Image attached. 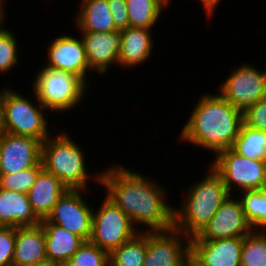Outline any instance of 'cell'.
<instances>
[{
  "label": "cell",
  "mask_w": 266,
  "mask_h": 266,
  "mask_svg": "<svg viewBox=\"0 0 266 266\" xmlns=\"http://www.w3.org/2000/svg\"><path fill=\"white\" fill-rule=\"evenodd\" d=\"M179 135L180 141L219 152L230 149L243 123V112L219 93L201 95Z\"/></svg>",
  "instance_id": "cell-2"
},
{
  "label": "cell",
  "mask_w": 266,
  "mask_h": 266,
  "mask_svg": "<svg viewBox=\"0 0 266 266\" xmlns=\"http://www.w3.org/2000/svg\"><path fill=\"white\" fill-rule=\"evenodd\" d=\"M46 259L45 232L41 224L17 227L12 266H35Z\"/></svg>",
  "instance_id": "cell-17"
},
{
  "label": "cell",
  "mask_w": 266,
  "mask_h": 266,
  "mask_svg": "<svg viewBox=\"0 0 266 266\" xmlns=\"http://www.w3.org/2000/svg\"><path fill=\"white\" fill-rule=\"evenodd\" d=\"M182 266H204V264L190 251L184 258Z\"/></svg>",
  "instance_id": "cell-35"
},
{
  "label": "cell",
  "mask_w": 266,
  "mask_h": 266,
  "mask_svg": "<svg viewBox=\"0 0 266 266\" xmlns=\"http://www.w3.org/2000/svg\"><path fill=\"white\" fill-rule=\"evenodd\" d=\"M190 242L191 238L174 228L147 231V251L142 266H182L191 251Z\"/></svg>",
  "instance_id": "cell-11"
},
{
  "label": "cell",
  "mask_w": 266,
  "mask_h": 266,
  "mask_svg": "<svg viewBox=\"0 0 266 266\" xmlns=\"http://www.w3.org/2000/svg\"><path fill=\"white\" fill-rule=\"evenodd\" d=\"M15 236V227L0 226V266H12Z\"/></svg>",
  "instance_id": "cell-31"
},
{
  "label": "cell",
  "mask_w": 266,
  "mask_h": 266,
  "mask_svg": "<svg viewBox=\"0 0 266 266\" xmlns=\"http://www.w3.org/2000/svg\"><path fill=\"white\" fill-rule=\"evenodd\" d=\"M243 123L266 132V98L256 102L243 112Z\"/></svg>",
  "instance_id": "cell-32"
},
{
  "label": "cell",
  "mask_w": 266,
  "mask_h": 266,
  "mask_svg": "<svg viewBox=\"0 0 266 266\" xmlns=\"http://www.w3.org/2000/svg\"><path fill=\"white\" fill-rule=\"evenodd\" d=\"M240 266H266V230H252L244 237Z\"/></svg>",
  "instance_id": "cell-27"
},
{
  "label": "cell",
  "mask_w": 266,
  "mask_h": 266,
  "mask_svg": "<svg viewBox=\"0 0 266 266\" xmlns=\"http://www.w3.org/2000/svg\"><path fill=\"white\" fill-rule=\"evenodd\" d=\"M210 166L221 176L230 193H234V187L242 191L266 189V162L227 149L219 152Z\"/></svg>",
  "instance_id": "cell-7"
},
{
  "label": "cell",
  "mask_w": 266,
  "mask_h": 266,
  "mask_svg": "<svg viewBox=\"0 0 266 266\" xmlns=\"http://www.w3.org/2000/svg\"><path fill=\"white\" fill-rule=\"evenodd\" d=\"M117 30L129 27V15L126 0H107Z\"/></svg>",
  "instance_id": "cell-33"
},
{
  "label": "cell",
  "mask_w": 266,
  "mask_h": 266,
  "mask_svg": "<svg viewBox=\"0 0 266 266\" xmlns=\"http://www.w3.org/2000/svg\"><path fill=\"white\" fill-rule=\"evenodd\" d=\"M63 35V36H62ZM48 45L47 66L71 72L79 76L88 86L87 72H92L88 65L82 38L62 34Z\"/></svg>",
  "instance_id": "cell-14"
},
{
  "label": "cell",
  "mask_w": 266,
  "mask_h": 266,
  "mask_svg": "<svg viewBox=\"0 0 266 266\" xmlns=\"http://www.w3.org/2000/svg\"><path fill=\"white\" fill-rule=\"evenodd\" d=\"M232 196L223 202L206 227L191 241L244 238L253 230L246 221L240 200Z\"/></svg>",
  "instance_id": "cell-12"
},
{
  "label": "cell",
  "mask_w": 266,
  "mask_h": 266,
  "mask_svg": "<svg viewBox=\"0 0 266 266\" xmlns=\"http://www.w3.org/2000/svg\"><path fill=\"white\" fill-rule=\"evenodd\" d=\"M137 233L139 231L130 218L107 197H104L97 211L93 209L89 241L108 253L131 240Z\"/></svg>",
  "instance_id": "cell-8"
},
{
  "label": "cell",
  "mask_w": 266,
  "mask_h": 266,
  "mask_svg": "<svg viewBox=\"0 0 266 266\" xmlns=\"http://www.w3.org/2000/svg\"><path fill=\"white\" fill-rule=\"evenodd\" d=\"M35 266H62V264L56 261L46 259L44 261L39 262Z\"/></svg>",
  "instance_id": "cell-36"
},
{
  "label": "cell",
  "mask_w": 266,
  "mask_h": 266,
  "mask_svg": "<svg viewBox=\"0 0 266 266\" xmlns=\"http://www.w3.org/2000/svg\"><path fill=\"white\" fill-rule=\"evenodd\" d=\"M230 149L251 160L266 162V132L242 123Z\"/></svg>",
  "instance_id": "cell-23"
},
{
  "label": "cell",
  "mask_w": 266,
  "mask_h": 266,
  "mask_svg": "<svg viewBox=\"0 0 266 266\" xmlns=\"http://www.w3.org/2000/svg\"><path fill=\"white\" fill-rule=\"evenodd\" d=\"M67 190L69 189L54 174L43 169L27 193L33 212L40 220L46 219Z\"/></svg>",
  "instance_id": "cell-19"
},
{
  "label": "cell",
  "mask_w": 266,
  "mask_h": 266,
  "mask_svg": "<svg viewBox=\"0 0 266 266\" xmlns=\"http://www.w3.org/2000/svg\"><path fill=\"white\" fill-rule=\"evenodd\" d=\"M62 266H109V253L94 243L85 241Z\"/></svg>",
  "instance_id": "cell-29"
},
{
  "label": "cell",
  "mask_w": 266,
  "mask_h": 266,
  "mask_svg": "<svg viewBox=\"0 0 266 266\" xmlns=\"http://www.w3.org/2000/svg\"><path fill=\"white\" fill-rule=\"evenodd\" d=\"M6 18L0 21V73L7 74L18 65V41L11 30L4 28ZM14 67V68H13Z\"/></svg>",
  "instance_id": "cell-28"
},
{
  "label": "cell",
  "mask_w": 266,
  "mask_h": 266,
  "mask_svg": "<svg viewBox=\"0 0 266 266\" xmlns=\"http://www.w3.org/2000/svg\"><path fill=\"white\" fill-rule=\"evenodd\" d=\"M81 149L66 132L49 136L41 145L43 169L54 174L68 189L87 190L88 179L93 177L86 169V158Z\"/></svg>",
  "instance_id": "cell-4"
},
{
  "label": "cell",
  "mask_w": 266,
  "mask_h": 266,
  "mask_svg": "<svg viewBox=\"0 0 266 266\" xmlns=\"http://www.w3.org/2000/svg\"><path fill=\"white\" fill-rule=\"evenodd\" d=\"M41 220L33 212L26 193L0 188V226H36Z\"/></svg>",
  "instance_id": "cell-20"
},
{
  "label": "cell",
  "mask_w": 266,
  "mask_h": 266,
  "mask_svg": "<svg viewBox=\"0 0 266 266\" xmlns=\"http://www.w3.org/2000/svg\"><path fill=\"white\" fill-rule=\"evenodd\" d=\"M241 193V194H240ZM246 221L253 230H266V189L240 191Z\"/></svg>",
  "instance_id": "cell-26"
},
{
  "label": "cell",
  "mask_w": 266,
  "mask_h": 266,
  "mask_svg": "<svg viewBox=\"0 0 266 266\" xmlns=\"http://www.w3.org/2000/svg\"><path fill=\"white\" fill-rule=\"evenodd\" d=\"M148 28L127 27L121 30L118 65L124 68L143 65L152 55L153 34Z\"/></svg>",
  "instance_id": "cell-18"
},
{
  "label": "cell",
  "mask_w": 266,
  "mask_h": 266,
  "mask_svg": "<svg viewBox=\"0 0 266 266\" xmlns=\"http://www.w3.org/2000/svg\"><path fill=\"white\" fill-rule=\"evenodd\" d=\"M200 1L207 13V16L209 17L215 13L214 10L218 8L217 5L220 3L221 0H200Z\"/></svg>",
  "instance_id": "cell-34"
},
{
  "label": "cell",
  "mask_w": 266,
  "mask_h": 266,
  "mask_svg": "<svg viewBox=\"0 0 266 266\" xmlns=\"http://www.w3.org/2000/svg\"><path fill=\"white\" fill-rule=\"evenodd\" d=\"M75 18L79 32H114L115 23L107 0H81Z\"/></svg>",
  "instance_id": "cell-22"
},
{
  "label": "cell",
  "mask_w": 266,
  "mask_h": 266,
  "mask_svg": "<svg viewBox=\"0 0 266 266\" xmlns=\"http://www.w3.org/2000/svg\"><path fill=\"white\" fill-rule=\"evenodd\" d=\"M146 251L147 232H139L109 253V266H142Z\"/></svg>",
  "instance_id": "cell-25"
},
{
  "label": "cell",
  "mask_w": 266,
  "mask_h": 266,
  "mask_svg": "<svg viewBox=\"0 0 266 266\" xmlns=\"http://www.w3.org/2000/svg\"><path fill=\"white\" fill-rule=\"evenodd\" d=\"M219 94L232 106L244 112L248 107L266 98V70L243 63L232 70L219 84Z\"/></svg>",
  "instance_id": "cell-9"
},
{
  "label": "cell",
  "mask_w": 266,
  "mask_h": 266,
  "mask_svg": "<svg viewBox=\"0 0 266 266\" xmlns=\"http://www.w3.org/2000/svg\"><path fill=\"white\" fill-rule=\"evenodd\" d=\"M168 6L171 0H163Z\"/></svg>",
  "instance_id": "cell-39"
},
{
  "label": "cell",
  "mask_w": 266,
  "mask_h": 266,
  "mask_svg": "<svg viewBox=\"0 0 266 266\" xmlns=\"http://www.w3.org/2000/svg\"><path fill=\"white\" fill-rule=\"evenodd\" d=\"M90 70L105 74L112 64L118 65L121 31L80 32Z\"/></svg>",
  "instance_id": "cell-15"
},
{
  "label": "cell",
  "mask_w": 266,
  "mask_h": 266,
  "mask_svg": "<svg viewBox=\"0 0 266 266\" xmlns=\"http://www.w3.org/2000/svg\"><path fill=\"white\" fill-rule=\"evenodd\" d=\"M24 97L14 89L7 87L2 101V119L0 131L13 135L32 137L43 143L50 136L48 129V111L36 98Z\"/></svg>",
  "instance_id": "cell-6"
},
{
  "label": "cell",
  "mask_w": 266,
  "mask_h": 266,
  "mask_svg": "<svg viewBox=\"0 0 266 266\" xmlns=\"http://www.w3.org/2000/svg\"><path fill=\"white\" fill-rule=\"evenodd\" d=\"M129 27L152 29L168 5L163 0H126Z\"/></svg>",
  "instance_id": "cell-24"
},
{
  "label": "cell",
  "mask_w": 266,
  "mask_h": 266,
  "mask_svg": "<svg viewBox=\"0 0 266 266\" xmlns=\"http://www.w3.org/2000/svg\"><path fill=\"white\" fill-rule=\"evenodd\" d=\"M84 189H69L53 207L46 220L89 241L92 232L93 208L84 200Z\"/></svg>",
  "instance_id": "cell-10"
},
{
  "label": "cell",
  "mask_w": 266,
  "mask_h": 266,
  "mask_svg": "<svg viewBox=\"0 0 266 266\" xmlns=\"http://www.w3.org/2000/svg\"><path fill=\"white\" fill-rule=\"evenodd\" d=\"M41 145L35 138L0 131V175L36 166L41 161Z\"/></svg>",
  "instance_id": "cell-13"
},
{
  "label": "cell",
  "mask_w": 266,
  "mask_h": 266,
  "mask_svg": "<svg viewBox=\"0 0 266 266\" xmlns=\"http://www.w3.org/2000/svg\"><path fill=\"white\" fill-rule=\"evenodd\" d=\"M244 238L191 241V252L204 266H240Z\"/></svg>",
  "instance_id": "cell-16"
},
{
  "label": "cell",
  "mask_w": 266,
  "mask_h": 266,
  "mask_svg": "<svg viewBox=\"0 0 266 266\" xmlns=\"http://www.w3.org/2000/svg\"><path fill=\"white\" fill-rule=\"evenodd\" d=\"M209 171L192 183L181 199V209L173 210V228L189 238L197 236L209 223L223 202L232 194L221 176L210 166ZM183 200V201H182Z\"/></svg>",
  "instance_id": "cell-3"
},
{
  "label": "cell",
  "mask_w": 266,
  "mask_h": 266,
  "mask_svg": "<svg viewBox=\"0 0 266 266\" xmlns=\"http://www.w3.org/2000/svg\"><path fill=\"white\" fill-rule=\"evenodd\" d=\"M110 167L98 172L94 176L95 182L103 185L107 190L105 197L130 218L139 232L166 231L173 228L174 206L167 204L165 188L159 186L156 180L130 170L129 167L127 169L120 164H112ZM141 224L146 226L145 230L144 227L140 230Z\"/></svg>",
  "instance_id": "cell-1"
},
{
  "label": "cell",
  "mask_w": 266,
  "mask_h": 266,
  "mask_svg": "<svg viewBox=\"0 0 266 266\" xmlns=\"http://www.w3.org/2000/svg\"><path fill=\"white\" fill-rule=\"evenodd\" d=\"M45 232L46 255L48 260L62 265L68 261L85 242L80 236L42 219L40 222Z\"/></svg>",
  "instance_id": "cell-21"
},
{
  "label": "cell",
  "mask_w": 266,
  "mask_h": 266,
  "mask_svg": "<svg viewBox=\"0 0 266 266\" xmlns=\"http://www.w3.org/2000/svg\"><path fill=\"white\" fill-rule=\"evenodd\" d=\"M42 170L43 164L40 161L36 166L27 170H22L13 174L0 175V188L27 194Z\"/></svg>",
  "instance_id": "cell-30"
},
{
  "label": "cell",
  "mask_w": 266,
  "mask_h": 266,
  "mask_svg": "<svg viewBox=\"0 0 266 266\" xmlns=\"http://www.w3.org/2000/svg\"><path fill=\"white\" fill-rule=\"evenodd\" d=\"M7 88H3L2 91L0 89V123H1V119H2V101H3V97L5 94Z\"/></svg>",
  "instance_id": "cell-38"
},
{
  "label": "cell",
  "mask_w": 266,
  "mask_h": 266,
  "mask_svg": "<svg viewBox=\"0 0 266 266\" xmlns=\"http://www.w3.org/2000/svg\"><path fill=\"white\" fill-rule=\"evenodd\" d=\"M5 2V0H0V21L7 15L5 14Z\"/></svg>",
  "instance_id": "cell-37"
},
{
  "label": "cell",
  "mask_w": 266,
  "mask_h": 266,
  "mask_svg": "<svg viewBox=\"0 0 266 266\" xmlns=\"http://www.w3.org/2000/svg\"><path fill=\"white\" fill-rule=\"evenodd\" d=\"M34 79L32 91L51 113L68 112L75 108L89 89L79 76L47 65L40 68Z\"/></svg>",
  "instance_id": "cell-5"
}]
</instances>
